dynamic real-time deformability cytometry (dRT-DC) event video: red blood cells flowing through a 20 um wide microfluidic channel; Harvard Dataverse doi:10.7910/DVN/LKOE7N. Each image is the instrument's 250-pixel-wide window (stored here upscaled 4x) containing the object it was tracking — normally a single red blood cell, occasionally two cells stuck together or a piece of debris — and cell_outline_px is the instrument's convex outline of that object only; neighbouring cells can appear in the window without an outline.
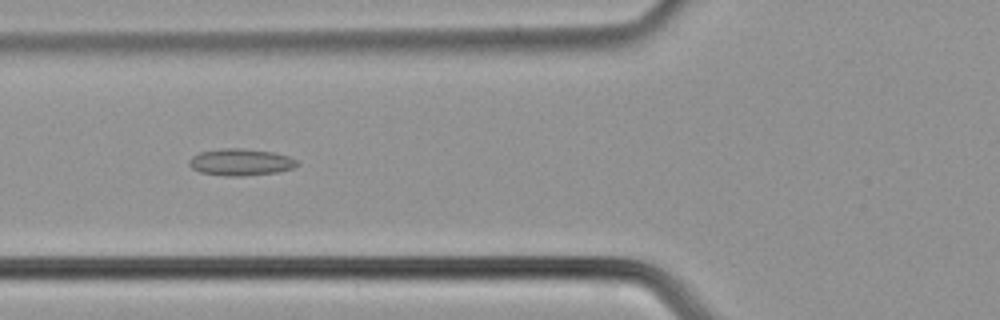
{"species": "common noctule bat (a hibernating species)", "species_latin": "Nyctalus noctula", "temperature_condition": "cold", "stored_images_in_passage": 40, "camera_frame_rate_fps": 3000, "um_per_image_px": 0.085, "animal": {"sex": "male", "body_mass_g": 21.5, "forearm_length_mm": 52.0}, "frame": {"image": 1, "passage_image": 9, "time_ms": 2.667, "image_size_px": [1000, 320], "cell_outline_px": [[300, 164], [292, 168], [276, 172], [240, 176], [228, 176], [200, 172], [192, 168], [188, 164], [188, 160], [192, 156], [200, 152], [224, 148], [244, 148], [272, 152], [288, 156], [296, 160]], "centroid_in_image_um": [20.43, 13.77], "position_along_channel_um": 105.4, "area_um2": 16.76}}
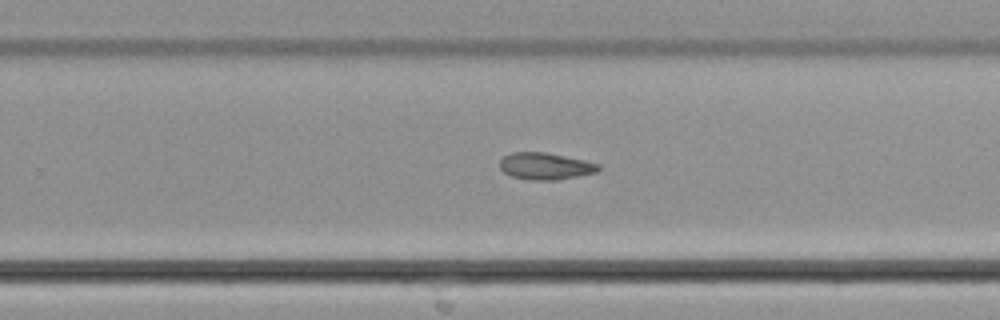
{"frame": {"image": 2, "passage_image": 22, "time_ms": 7.0, "image_size_px": [1000, 320], "cell_outline_px": [[600, 172], [556, 180], [528, 180], [512, 176], [504, 172], [500, 168], [500, 160], [504, 156], [512, 152], [544, 152], [584, 160], [600, 164]], "centroid_in_image_um": [46.37, 14.13], "position_along_channel_um": 283.4, "area_um2": 15.49}}
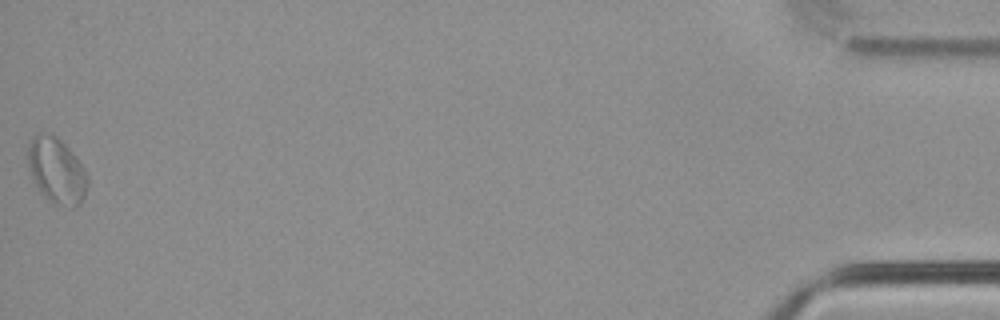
{"frame": {"image": 3, "passage_image": 40, "time_ms": 13.0, "image_size_px": [1000, 320], "cell_outline_px": [[88, 184], [84, 196], [80, 204], [76, 208], [68, 208], [56, 204], [44, 196], [40, 192], [32, 176], [28, 160], [28, 148], [32, 136], [36, 132], [40, 132], [56, 136], [68, 148], [80, 164], [88, 176]], "centroid_in_image_um": [4.81, 14.52], "position_along_channel_um": 430.4, "area_um2": 22.6}}